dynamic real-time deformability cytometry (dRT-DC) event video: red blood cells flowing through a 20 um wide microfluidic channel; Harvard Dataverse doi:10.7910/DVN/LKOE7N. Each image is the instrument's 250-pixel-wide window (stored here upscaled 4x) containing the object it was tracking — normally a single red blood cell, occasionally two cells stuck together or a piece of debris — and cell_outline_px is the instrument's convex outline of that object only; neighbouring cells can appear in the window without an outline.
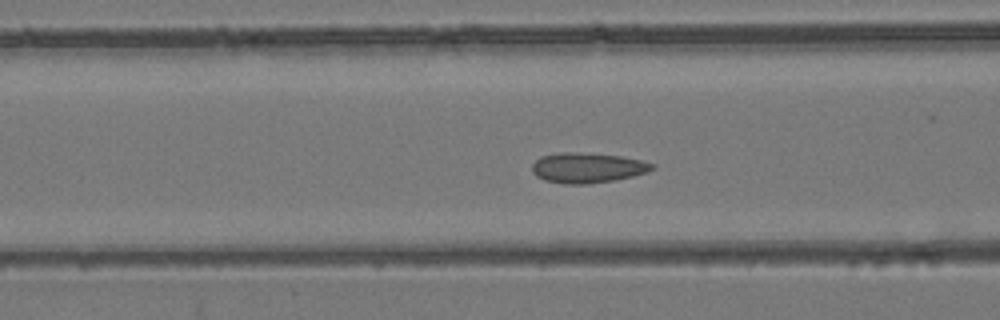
{"species": "common noctule bat (a hibernating species)", "species_latin": "Nyctalus noctula", "temperature_condition": "room temperature", "stored_images_in_passage": 56, "camera_frame_rate_fps": 3000, "um_per_image_px": 0.085, "animal": {"sex": "female", "body_mass_g": 24.6, "forearm_length_mm": 56.2}, "frame": {"image": 1, "passage_image": 22, "time_ms": 7.0, "image_size_px": [1000, 320], "cell_outline_px": [[656, 168], [648, 172], [632, 176], [612, 180], [588, 184], [564, 184], [544, 180], [536, 176], [532, 172], [532, 164], [540, 156], [560, 152], [572, 152], [620, 156], [640, 160], [656, 164]], "centroid_in_image_um": [49.92, 14.26], "position_along_channel_um": 116.7, "area_um2": 21.1}}
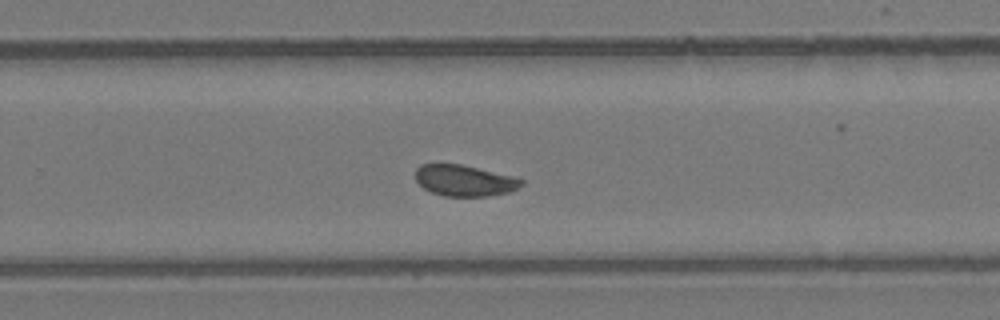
{"frame": {"image": 2, "passage_image": 36, "time_ms": 11.667, "image_size_px": [1000, 320], "cell_outline_px": [[524, 184], [508, 192], [488, 196], [444, 196], [432, 192], [424, 188], [416, 180], [416, 168], [420, 164], [460, 164], [512, 176], [524, 180]], "centroid_in_image_um": [39.47, 15.34], "position_along_channel_um": 290.3, "area_um2": 19.02}}
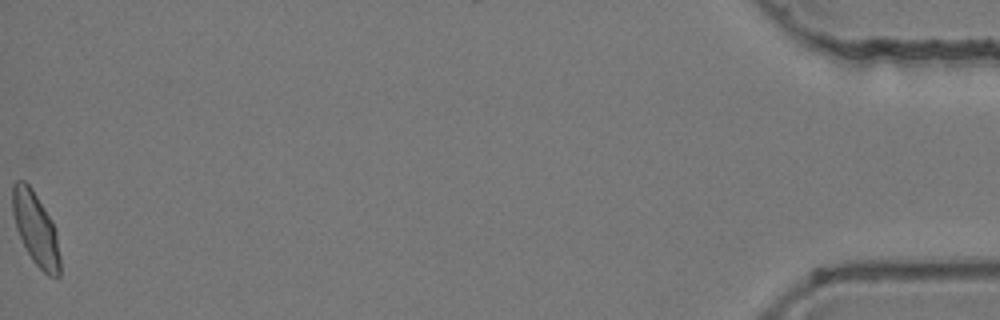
{"frame": {"image": 3, "passage_image": 56, "time_ms": 18.333, "image_size_px": [1000, 320], "cell_outline_px": [[60, 276], [48, 276], [32, 260], [16, 228], [12, 212], [12, 184], [16, 180], [24, 180], [32, 188], [52, 220], [56, 232], [60, 256]], "centroid_in_image_um": [3.03, 19.42], "position_along_channel_um": 432.2, "area_um2": 20.11}, "authors_computed_cell_mechanics": {"area_um2": 20.2878, "velocity_mm_per_s": 3.7288, "shape_relaxation_time_tau1_ms": 5.9651, "shape_relaxation_time_tau2_ms": null, "deformation_change_tau1": 0.0994, "deformation_change_tau2": null}}